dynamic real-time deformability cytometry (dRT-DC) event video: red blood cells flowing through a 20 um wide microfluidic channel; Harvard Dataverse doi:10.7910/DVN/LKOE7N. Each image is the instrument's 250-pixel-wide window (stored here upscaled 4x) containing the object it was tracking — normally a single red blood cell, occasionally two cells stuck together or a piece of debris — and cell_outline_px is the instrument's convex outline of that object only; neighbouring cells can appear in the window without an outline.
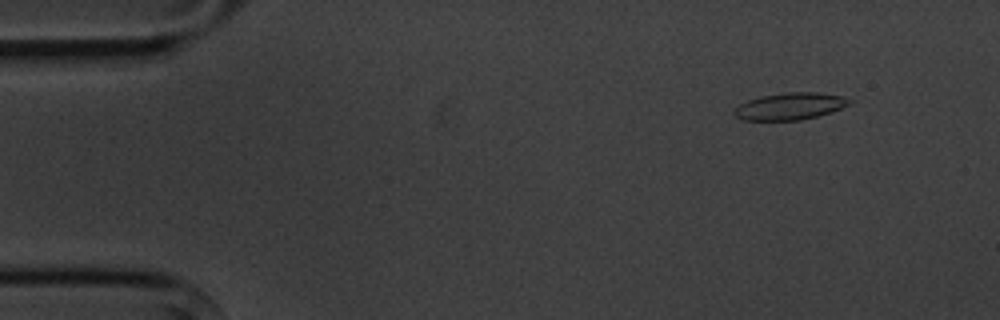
{"species": "common noctule bat (a hibernating species)", "species_latin": "Nyctalus noctula", "temperature_condition": "cold", "stored_images_in_passage": 5, "camera_frame_rate_fps": 3000, "um_per_image_px": 0.085, "animal": {"sex": "male", "body_mass_g": 20.1, "forearm_length_mm": 53.5}, "frame": {"image": 1, "passage_image": 1, "time_ms": 0.0, "image_size_px": [1000, 320], "cell_outline_px": [[856, 100], [852, 104], [832, 112], [800, 120], [744, 120], [736, 116], [736, 108], [740, 104], [748, 100], [760, 96], [788, 92], [816, 92], [844, 96]], "centroid_in_image_um": [67.26, 9.02], "position_along_channel_um": 17.7, "area_um2": 18.15}}